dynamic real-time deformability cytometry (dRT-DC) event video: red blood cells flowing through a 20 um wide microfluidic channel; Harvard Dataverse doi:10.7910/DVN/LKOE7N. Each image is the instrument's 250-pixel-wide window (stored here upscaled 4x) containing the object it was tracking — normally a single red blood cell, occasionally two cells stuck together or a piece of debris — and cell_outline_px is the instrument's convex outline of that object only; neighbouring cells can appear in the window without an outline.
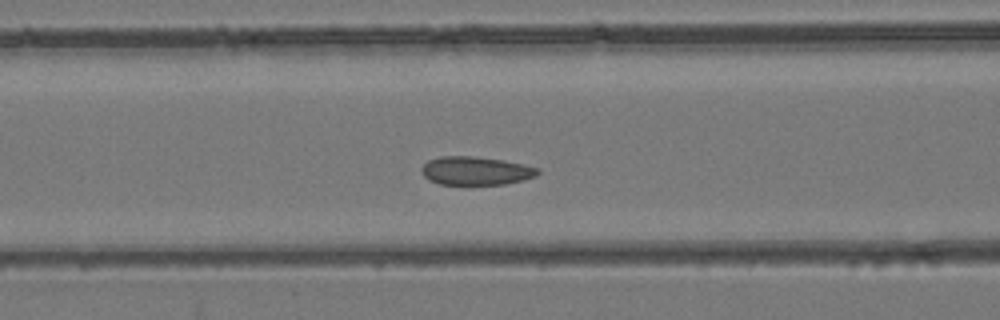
{"species": "common noctule bat (a hibernating species)", "species_latin": "Nyctalus noctula", "temperature_condition": "room temperature", "stored_images_in_passage": 37, "camera_frame_rate_fps": 3000, "um_per_image_px": 0.085, "animal": {"sex": "female", "body_mass_g": 24.6, "forearm_length_mm": 56.2}, "frame": {"image": 1, "passage_image": 16, "time_ms": 5.0, "image_size_px": [1000, 320], "cell_outline_px": [[540, 172], [536, 176], [524, 180], [504, 184], [440, 184], [428, 180], [420, 172], [420, 168], [428, 160], [440, 156], [472, 156], [500, 160], [524, 164], [540, 168]], "centroid_in_image_um": [40.43, 14.52], "position_along_channel_um": 126.2, "area_um2": 19.31}}
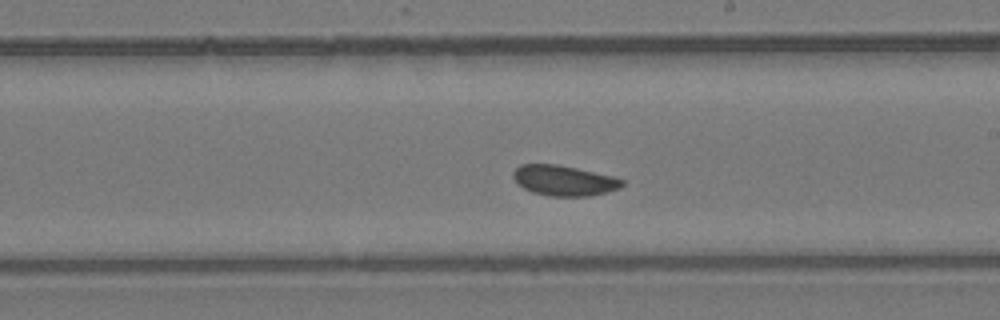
{"frame": {"image": 2, "passage_image": 24, "time_ms": 7.667, "image_size_px": [1000, 320], "cell_outline_px": [[624, 184], [620, 188], [608, 192], [588, 196], [548, 196], [532, 192], [524, 188], [512, 176], [512, 172], [520, 164], [556, 164], [576, 168], [612, 176], [624, 180]], "centroid_in_image_um": [47.94, 15.34], "position_along_channel_um": 241.1, "area_um2": 19.19}}
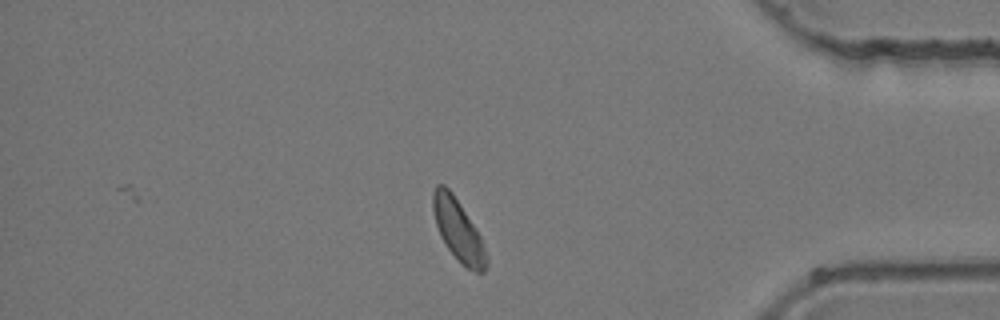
{"frame": {"image": 3, "passage_image": 37, "time_ms": 12.0, "image_size_px": [1000, 320], "cell_outline_px": [[488, 264], [484, 272], [476, 272], [468, 268], [448, 248], [440, 236], [436, 224], [432, 208], [432, 192], [436, 184], [444, 184], [452, 192], [480, 236], [488, 260]], "centroid_in_image_um": [38.92, 19.52], "position_along_channel_um": 396.3, "area_um2": 18.67}}